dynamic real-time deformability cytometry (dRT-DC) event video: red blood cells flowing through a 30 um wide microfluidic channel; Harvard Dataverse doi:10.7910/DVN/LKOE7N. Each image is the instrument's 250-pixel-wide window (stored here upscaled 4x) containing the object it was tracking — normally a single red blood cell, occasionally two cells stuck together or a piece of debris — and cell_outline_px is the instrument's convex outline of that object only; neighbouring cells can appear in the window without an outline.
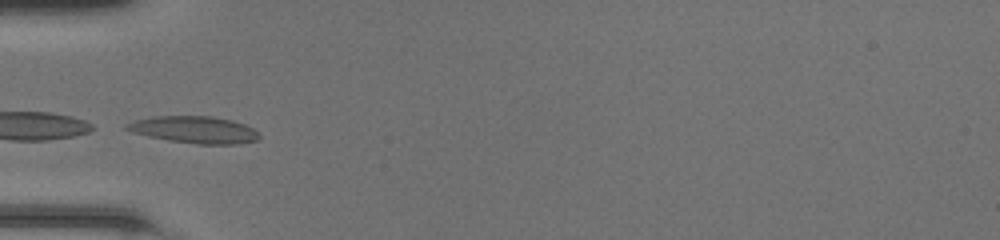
{"species": "common noctule bat (a hibernating species)", "species_latin": "Nyctalus noctula", "temperature_condition": "room temperature", "stored_images_in_passage": 30, "camera_frame_rate_fps": 3000, "um_per_image_px": 0.085, "animal": {"sex": "female", "body_mass_g": 20.0, "forearm_length_mm": 54.0}, "frame": {"image": 1, "passage_image": 1, "time_ms": 0.0, "image_size_px": [1000, 240], "cell_outline_px": [[260, 136], [256, 140], [236, 144], [196, 144], [168, 140], [148, 136], [132, 132], [124, 128], [124, 124], [136, 120], [152, 116], [212, 116], [232, 120], [244, 124], [252, 128]], "centroid_in_image_um": [16.48, 11.02], "position_along_channel_um": 68.5, "area_um2": 20.75}}
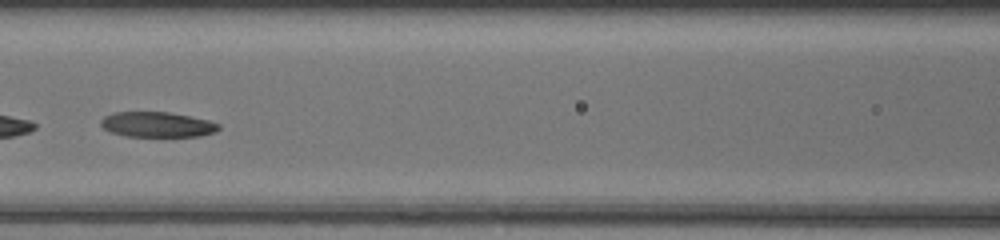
{"frame": {"image": 2, "passage_image": 7, "time_ms": 2.0, "image_size_px": [1000, 240], "cell_outline_px": [[220, 128], [216, 132], [200, 136], [124, 136], [112, 132], [104, 128], [100, 124], [100, 120], [104, 116], [112, 112], [168, 112], [208, 120], [220, 124]], "centroid_in_image_um": [13.35, 10.58], "position_along_channel_um": 153.2, "area_um2": 17.28}}
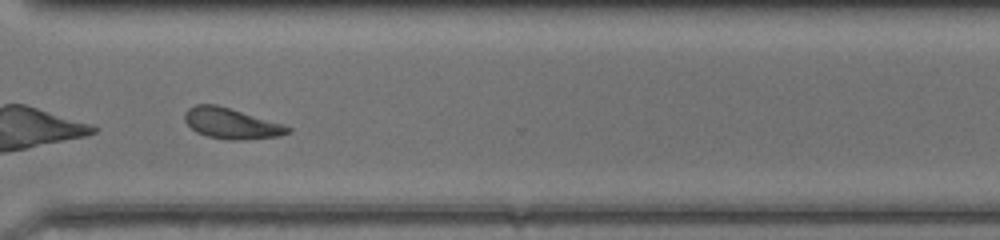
{"frame": {"image": 3, "passage_image": 21, "time_ms": 6.667, "image_size_px": [1000, 240], "cell_outline_px": [[292, 128], [288, 132], [280, 136], [244, 140], [228, 140], [208, 136], [196, 132], [184, 120], [184, 112], [188, 108], [196, 104], [216, 104], [284, 124]], "centroid_in_image_um": [19.65, 10.49], "position_along_channel_um": 350.9, "area_um2": 18.44}, "authors_computed_cell_mechanics": {"area_um2": 18.1781, "velocity_mm_per_s": 4.2446, "shape_relaxation_time_tau1_ms": null, "shape_relaxation_time_tau2_ms": 2.4298, "deformation_change_tau1": null, "deformation_change_tau2": 0.1142}}